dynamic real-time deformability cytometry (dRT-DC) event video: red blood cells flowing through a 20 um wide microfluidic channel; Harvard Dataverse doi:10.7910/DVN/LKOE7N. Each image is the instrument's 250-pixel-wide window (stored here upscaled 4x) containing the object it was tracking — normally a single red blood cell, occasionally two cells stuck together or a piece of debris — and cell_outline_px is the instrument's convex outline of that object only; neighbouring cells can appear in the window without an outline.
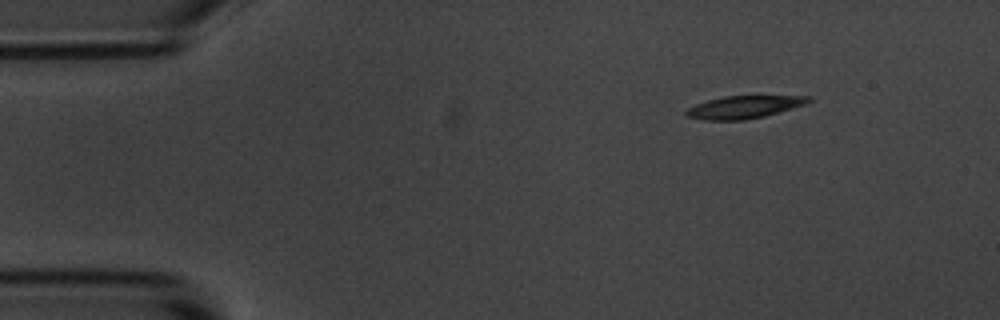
{"species": "common noctule bat (a hibernating species)", "species_latin": "Nyctalus noctula", "temperature_condition": "room temperature", "stored_images_in_passage": 3, "camera_frame_rate_fps": 3000, "um_per_image_px": 0.085, "animal": {"sex": "male", "body_mass_g": 20.1, "forearm_length_mm": 53.5}, "frame": {"image": 1, "passage_image": 1, "time_ms": 0.0, "image_size_px": [1000, 320], "cell_outline_px": [[812, 100], [804, 104], [792, 108], [764, 116], [744, 120], [704, 120], [684, 116], [684, 112], [688, 108], [696, 104], [708, 100], [724, 96], [812, 96]], "centroid_in_image_um": [63.2, 9.1], "position_along_channel_um": 21.8, "area_um2": 16.01}}
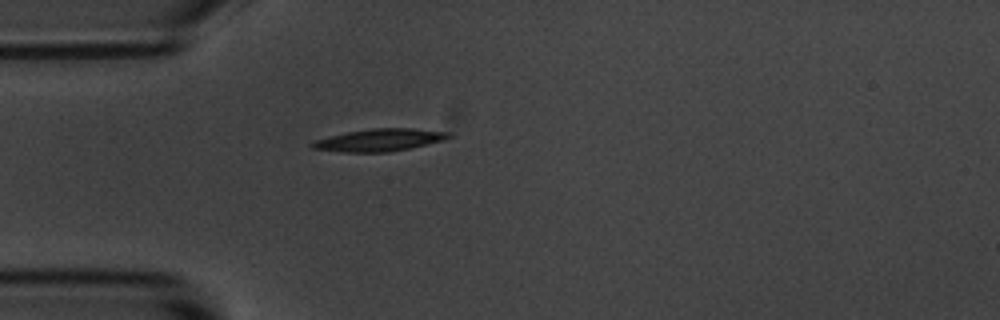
{"frame": {"image": 2, "passage_image": 3, "time_ms": 2.667, "image_size_px": [1000, 320], "cell_outline_px": [[452, 136], [444, 140], [408, 148], [388, 152], [344, 152], [312, 148], [308, 144], [312, 140], [348, 132], [372, 128], [412, 128], [452, 132]], "centroid_in_image_um": [32.24, 11.89], "position_along_channel_um": 52.8, "area_um2": 17.74}}